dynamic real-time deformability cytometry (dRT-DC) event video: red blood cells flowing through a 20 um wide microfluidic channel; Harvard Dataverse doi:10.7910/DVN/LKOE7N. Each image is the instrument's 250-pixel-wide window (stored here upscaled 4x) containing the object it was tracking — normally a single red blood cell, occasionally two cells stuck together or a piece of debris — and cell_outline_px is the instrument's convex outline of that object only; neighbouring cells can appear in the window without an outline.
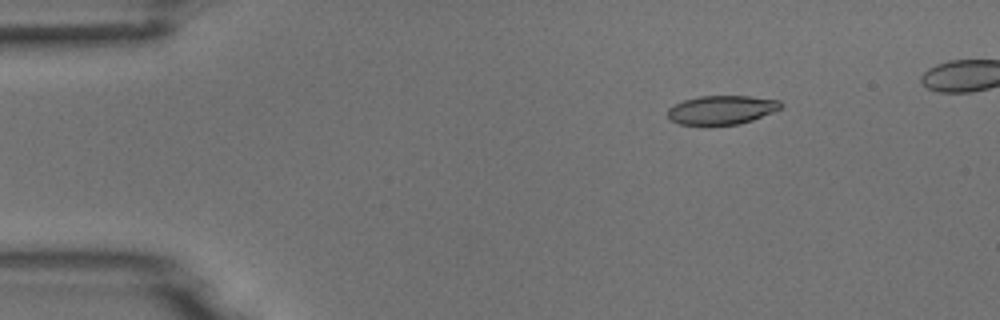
{"species": "common noctule bat (a hibernating species)", "species_latin": "Nyctalus noctula", "temperature_condition": "room temperature", "stored_images_in_passage": 4, "camera_frame_rate_fps": 3000, "um_per_image_px": 0.085, "animal": {"sex": "male", "body_mass_g": 18.8}, "frame": {"image": 1, "passage_image": 2, "time_ms": 2.0, "image_size_px": [1000, 320], "cell_outline_px": [[784, 104], [780, 108], [772, 112], [752, 120], [740, 124], [704, 128], [680, 124], [672, 120], [668, 116], [668, 108], [684, 100], [700, 96], [748, 96], [780, 100]], "centroid_in_image_um": [61.32, 9.38], "position_along_channel_um": 23.7, "area_um2": 19.59}}